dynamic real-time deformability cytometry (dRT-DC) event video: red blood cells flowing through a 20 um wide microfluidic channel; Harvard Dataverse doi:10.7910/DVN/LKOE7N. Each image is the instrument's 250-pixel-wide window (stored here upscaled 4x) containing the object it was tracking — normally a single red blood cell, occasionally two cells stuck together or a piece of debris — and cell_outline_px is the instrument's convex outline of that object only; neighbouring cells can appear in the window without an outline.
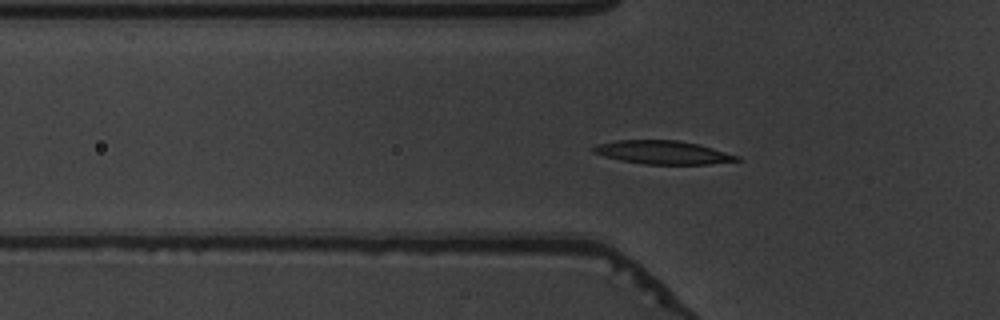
{"species": "common noctule bat (a hibernating species)", "species_latin": "Nyctalus noctula", "temperature_condition": "warm", "stored_images_in_passage": 54, "camera_frame_rate_fps": 3000, "um_per_image_px": 0.085, "animal": {"sex": "male", "body_mass_g": 19.5, "forearm_length_mm": 54.6}, "frame": {"image": 1, "passage_image": 19, "time_ms": 6.0, "image_size_px": [1000, 320], "cell_outline_px": [[740, 160], [708, 164], [644, 164], [620, 160], [604, 156], [592, 152], [592, 148], [600, 144], [616, 140], [676, 140], [700, 144], [740, 156]], "centroid_in_image_um": [56.36, 12.95], "position_along_channel_um": 69.4, "area_um2": 19.48}}
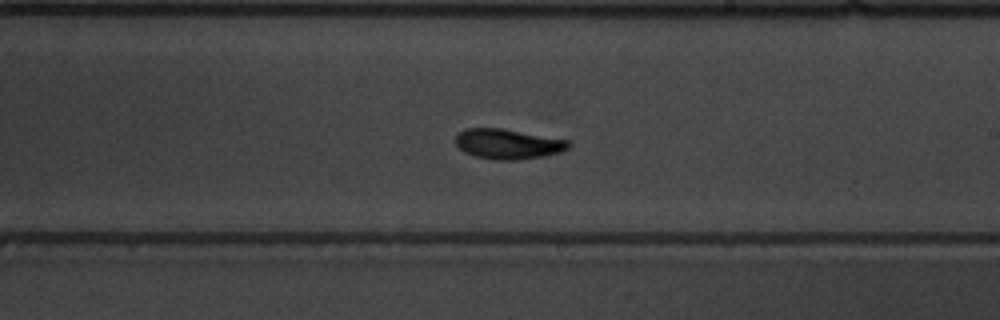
{"frame": {"image": 2, "passage_image": 33, "time_ms": 10.667, "image_size_px": [1000, 320], "cell_outline_px": [[572, 144], [568, 148], [560, 152], [544, 156], [516, 160], [496, 160], [476, 156], [464, 152], [456, 144], [456, 136], [460, 132], [468, 128], [500, 128], [568, 140]], "centroid_in_image_um": [43.19, 12.24], "position_along_channel_um": 245.8, "area_um2": 19.59}}
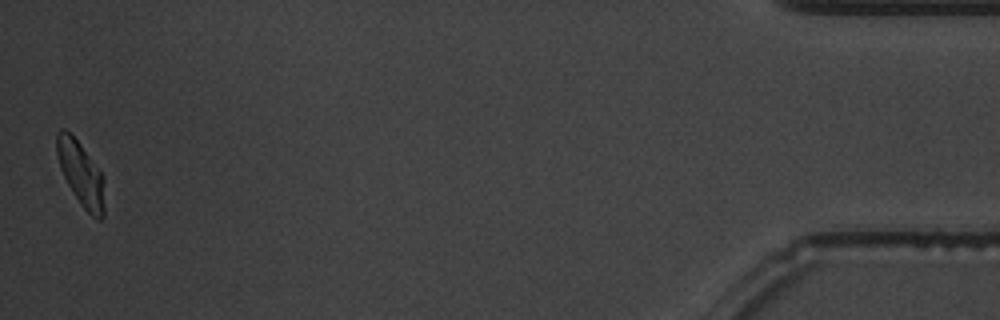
{"frame": {"image": 3, "passage_image": 54, "time_ms": 17.667, "image_size_px": [1000, 320], "cell_outline_px": [[104, 216], [100, 220], [96, 220], [80, 204], [68, 184], [60, 168], [56, 152], [56, 132], [60, 128], [64, 128], [80, 144], [104, 176]], "centroid_in_image_um": [6.88, 14.78], "position_along_channel_um": 428.3, "area_um2": 17.86}, "authors_computed_cell_mechanics": {"area_um2": 19.1318, "velocity_mm_per_s": 3.8081, "shape_relaxation_time_tau1_ms": 2.6396, "shape_relaxation_time_tau2_ms": 3.7717, "deformation_change_tau1": 0.1369, "deformation_change_tau2": 0.0885}}